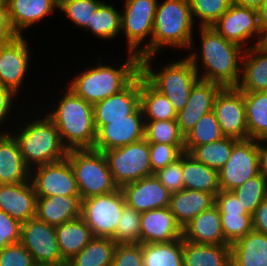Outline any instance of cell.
<instances>
[{
  "mask_svg": "<svg viewBox=\"0 0 267 266\" xmlns=\"http://www.w3.org/2000/svg\"><path fill=\"white\" fill-rule=\"evenodd\" d=\"M212 111L225 137L249 139L244 96L237 87H223L215 98Z\"/></svg>",
  "mask_w": 267,
  "mask_h": 266,
  "instance_id": "obj_16",
  "label": "cell"
},
{
  "mask_svg": "<svg viewBox=\"0 0 267 266\" xmlns=\"http://www.w3.org/2000/svg\"><path fill=\"white\" fill-rule=\"evenodd\" d=\"M141 213L125 205L113 240L116 244L141 243Z\"/></svg>",
  "mask_w": 267,
  "mask_h": 266,
  "instance_id": "obj_43",
  "label": "cell"
},
{
  "mask_svg": "<svg viewBox=\"0 0 267 266\" xmlns=\"http://www.w3.org/2000/svg\"><path fill=\"white\" fill-rule=\"evenodd\" d=\"M230 247L231 266H267V234L252 230Z\"/></svg>",
  "mask_w": 267,
  "mask_h": 266,
  "instance_id": "obj_29",
  "label": "cell"
},
{
  "mask_svg": "<svg viewBox=\"0 0 267 266\" xmlns=\"http://www.w3.org/2000/svg\"><path fill=\"white\" fill-rule=\"evenodd\" d=\"M253 230L267 234V199L261 202L252 215Z\"/></svg>",
  "mask_w": 267,
  "mask_h": 266,
  "instance_id": "obj_54",
  "label": "cell"
},
{
  "mask_svg": "<svg viewBox=\"0 0 267 266\" xmlns=\"http://www.w3.org/2000/svg\"><path fill=\"white\" fill-rule=\"evenodd\" d=\"M157 4L158 0H125L121 33L125 34L128 53L139 56L151 44ZM146 37L150 39L140 48Z\"/></svg>",
  "mask_w": 267,
  "mask_h": 266,
  "instance_id": "obj_10",
  "label": "cell"
},
{
  "mask_svg": "<svg viewBox=\"0 0 267 266\" xmlns=\"http://www.w3.org/2000/svg\"><path fill=\"white\" fill-rule=\"evenodd\" d=\"M155 55L140 58V73L158 91L165 95L178 113L187 103L191 89L199 80V74L187 58L168 63L160 71H154ZM152 65V66H151Z\"/></svg>",
  "mask_w": 267,
  "mask_h": 266,
  "instance_id": "obj_6",
  "label": "cell"
},
{
  "mask_svg": "<svg viewBox=\"0 0 267 266\" xmlns=\"http://www.w3.org/2000/svg\"><path fill=\"white\" fill-rule=\"evenodd\" d=\"M80 196L38 197L36 217L52 226L81 217Z\"/></svg>",
  "mask_w": 267,
  "mask_h": 266,
  "instance_id": "obj_26",
  "label": "cell"
},
{
  "mask_svg": "<svg viewBox=\"0 0 267 266\" xmlns=\"http://www.w3.org/2000/svg\"><path fill=\"white\" fill-rule=\"evenodd\" d=\"M34 263L32 255L20 242L0 252V266H32Z\"/></svg>",
  "mask_w": 267,
  "mask_h": 266,
  "instance_id": "obj_49",
  "label": "cell"
},
{
  "mask_svg": "<svg viewBox=\"0 0 267 266\" xmlns=\"http://www.w3.org/2000/svg\"><path fill=\"white\" fill-rule=\"evenodd\" d=\"M125 205L124 195L118 188L111 193L82 200L81 217L94 237L113 239Z\"/></svg>",
  "mask_w": 267,
  "mask_h": 266,
  "instance_id": "obj_9",
  "label": "cell"
},
{
  "mask_svg": "<svg viewBox=\"0 0 267 266\" xmlns=\"http://www.w3.org/2000/svg\"><path fill=\"white\" fill-rule=\"evenodd\" d=\"M120 189L124 195L125 204L140 213L169 207L172 194L155 175L126 184Z\"/></svg>",
  "mask_w": 267,
  "mask_h": 266,
  "instance_id": "obj_18",
  "label": "cell"
},
{
  "mask_svg": "<svg viewBox=\"0 0 267 266\" xmlns=\"http://www.w3.org/2000/svg\"><path fill=\"white\" fill-rule=\"evenodd\" d=\"M143 266H183V238L142 244Z\"/></svg>",
  "mask_w": 267,
  "mask_h": 266,
  "instance_id": "obj_36",
  "label": "cell"
},
{
  "mask_svg": "<svg viewBox=\"0 0 267 266\" xmlns=\"http://www.w3.org/2000/svg\"><path fill=\"white\" fill-rule=\"evenodd\" d=\"M241 78L236 86L242 92L267 91V48L255 45L245 48Z\"/></svg>",
  "mask_w": 267,
  "mask_h": 266,
  "instance_id": "obj_25",
  "label": "cell"
},
{
  "mask_svg": "<svg viewBox=\"0 0 267 266\" xmlns=\"http://www.w3.org/2000/svg\"><path fill=\"white\" fill-rule=\"evenodd\" d=\"M21 225L18 220L0 210V252L8 245L20 242Z\"/></svg>",
  "mask_w": 267,
  "mask_h": 266,
  "instance_id": "obj_50",
  "label": "cell"
},
{
  "mask_svg": "<svg viewBox=\"0 0 267 266\" xmlns=\"http://www.w3.org/2000/svg\"><path fill=\"white\" fill-rule=\"evenodd\" d=\"M87 31L103 40L114 39L121 31V12L112 4L103 2L93 13Z\"/></svg>",
  "mask_w": 267,
  "mask_h": 266,
  "instance_id": "obj_38",
  "label": "cell"
},
{
  "mask_svg": "<svg viewBox=\"0 0 267 266\" xmlns=\"http://www.w3.org/2000/svg\"><path fill=\"white\" fill-rule=\"evenodd\" d=\"M210 27L226 40L238 44L242 48L246 46L247 40L249 39V42L254 35L258 39L253 46L262 44L264 39V34L259 26L258 10L234 3Z\"/></svg>",
  "mask_w": 267,
  "mask_h": 266,
  "instance_id": "obj_14",
  "label": "cell"
},
{
  "mask_svg": "<svg viewBox=\"0 0 267 266\" xmlns=\"http://www.w3.org/2000/svg\"><path fill=\"white\" fill-rule=\"evenodd\" d=\"M55 229L62 258L66 262L94 238L91 229L82 217L58 225Z\"/></svg>",
  "mask_w": 267,
  "mask_h": 266,
  "instance_id": "obj_31",
  "label": "cell"
},
{
  "mask_svg": "<svg viewBox=\"0 0 267 266\" xmlns=\"http://www.w3.org/2000/svg\"><path fill=\"white\" fill-rule=\"evenodd\" d=\"M262 44L267 48V32L264 34V39Z\"/></svg>",
  "mask_w": 267,
  "mask_h": 266,
  "instance_id": "obj_59",
  "label": "cell"
},
{
  "mask_svg": "<svg viewBox=\"0 0 267 266\" xmlns=\"http://www.w3.org/2000/svg\"><path fill=\"white\" fill-rule=\"evenodd\" d=\"M18 36L11 24L8 6H0V42L12 40Z\"/></svg>",
  "mask_w": 267,
  "mask_h": 266,
  "instance_id": "obj_52",
  "label": "cell"
},
{
  "mask_svg": "<svg viewBox=\"0 0 267 266\" xmlns=\"http://www.w3.org/2000/svg\"><path fill=\"white\" fill-rule=\"evenodd\" d=\"M232 192L245 211L252 216L261 202L267 199V179L262 174H258L233 189Z\"/></svg>",
  "mask_w": 267,
  "mask_h": 266,
  "instance_id": "obj_40",
  "label": "cell"
},
{
  "mask_svg": "<svg viewBox=\"0 0 267 266\" xmlns=\"http://www.w3.org/2000/svg\"><path fill=\"white\" fill-rule=\"evenodd\" d=\"M154 175L172 194L185 189L182 174V154L174 163L158 169Z\"/></svg>",
  "mask_w": 267,
  "mask_h": 266,
  "instance_id": "obj_47",
  "label": "cell"
},
{
  "mask_svg": "<svg viewBox=\"0 0 267 266\" xmlns=\"http://www.w3.org/2000/svg\"><path fill=\"white\" fill-rule=\"evenodd\" d=\"M222 88L221 84L200 79L195 83L186 106L177 113V124L184 136L203 115L212 111L215 98Z\"/></svg>",
  "mask_w": 267,
  "mask_h": 266,
  "instance_id": "obj_19",
  "label": "cell"
},
{
  "mask_svg": "<svg viewBox=\"0 0 267 266\" xmlns=\"http://www.w3.org/2000/svg\"><path fill=\"white\" fill-rule=\"evenodd\" d=\"M265 0H232L234 4L258 10Z\"/></svg>",
  "mask_w": 267,
  "mask_h": 266,
  "instance_id": "obj_57",
  "label": "cell"
},
{
  "mask_svg": "<svg viewBox=\"0 0 267 266\" xmlns=\"http://www.w3.org/2000/svg\"><path fill=\"white\" fill-rule=\"evenodd\" d=\"M239 140L223 137L220 140L195 146L189 154L208 167L220 170L229 160L233 146Z\"/></svg>",
  "mask_w": 267,
  "mask_h": 266,
  "instance_id": "obj_37",
  "label": "cell"
},
{
  "mask_svg": "<svg viewBox=\"0 0 267 266\" xmlns=\"http://www.w3.org/2000/svg\"><path fill=\"white\" fill-rule=\"evenodd\" d=\"M189 0H164L157 4L151 44L139 55H156L163 46L190 48L193 24ZM192 45V46H191Z\"/></svg>",
  "mask_w": 267,
  "mask_h": 266,
  "instance_id": "obj_4",
  "label": "cell"
},
{
  "mask_svg": "<svg viewBox=\"0 0 267 266\" xmlns=\"http://www.w3.org/2000/svg\"><path fill=\"white\" fill-rule=\"evenodd\" d=\"M182 174L185 189L207 192L215 197L221 190L218 170L199 162L188 152L182 153Z\"/></svg>",
  "mask_w": 267,
  "mask_h": 266,
  "instance_id": "obj_30",
  "label": "cell"
},
{
  "mask_svg": "<svg viewBox=\"0 0 267 266\" xmlns=\"http://www.w3.org/2000/svg\"><path fill=\"white\" fill-rule=\"evenodd\" d=\"M215 205L218 207L220 214L250 215L232 191L220 190L215 197Z\"/></svg>",
  "mask_w": 267,
  "mask_h": 266,
  "instance_id": "obj_51",
  "label": "cell"
},
{
  "mask_svg": "<svg viewBox=\"0 0 267 266\" xmlns=\"http://www.w3.org/2000/svg\"><path fill=\"white\" fill-rule=\"evenodd\" d=\"M30 180L38 197L80 196L74 171L67 158L31 169Z\"/></svg>",
  "mask_w": 267,
  "mask_h": 266,
  "instance_id": "obj_15",
  "label": "cell"
},
{
  "mask_svg": "<svg viewBox=\"0 0 267 266\" xmlns=\"http://www.w3.org/2000/svg\"><path fill=\"white\" fill-rule=\"evenodd\" d=\"M32 266H58V265H53L49 263H34Z\"/></svg>",
  "mask_w": 267,
  "mask_h": 266,
  "instance_id": "obj_58",
  "label": "cell"
},
{
  "mask_svg": "<svg viewBox=\"0 0 267 266\" xmlns=\"http://www.w3.org/2000/svg\"><path fill=\"white\" fill-rule=\"evenodd\" d=\"M37 199L31 180L0 185V210L20 223L36 217Z\"/></svg>",
  "mask_w": 267,
  "mask_h": 266,
  "instance_id": "obj_20",
  "label": "cell"
},
{
  "mask_svg": "<svg viewBox=\"0 0 267 266\" xmlns=\"http://www.w3.org/2000/svg\"><path fill=\"white\" fill-rule=\"evenodd\" d=\"M258 174L259 141L239 140L233 146L227 163L218 171L220 189L232 191Z\"/></svg>",
  "mask_w": 267,
  "mask_h": 266,
  "instance_id": "obj_11",
  "label": "cell"
},
{
  "mask_svg": "<svg viewBox=\"0 0 267 266\" xmlns=\"http://www.w3.org/2000/svg\"><path fill=\"white\" fill-rule=\"evenodd\" d=\"M111 266H143L142 244H116Z\"/></svg>",
  "mask_w": 267,
  "mask_h": 266,
  "instance_id": "obj_48",
  "label": "cell"
},
{
  "mask_svg": "<svg viewBox=\"0 0 267 266\" xmlns=\"http://www.w3.org/2000/svg\"><path fill=\"white\" fill-rule=\"evenodd\" d=\"M201 34V53L191 52L187 58L191 61L197 73L198 65L204 67L200 80L216 82L223 87H236L241 78L242 58L244 48L226 40L212 27H199ZM201 58H198V57ZM201 59V64L199 60ZM240 63V64H239Z\"/></svg>",
  "mask_w": 267,
  "mask_h": 266,
  "instance_id": "obj_1",
  "label": "cell"
},
{
  "mask_svg": "<svg viewBox=\"0 0 267 266\" xmlns=\"http://www.w3.org/2000/svg\"><path fill=\"white\" fill-rule=\"evenodd\" d=\"M103 153L119 188L154 175L150 165L149 143L145 139Z\"/></svg>",
  "mask_w": 267,
  "mask_h": 266,
  "instance_id": "obj_8",
  "label": "cell"
},
{
  "mask_svg": "<svg viewBox=\"0 0 267 266\" xmlns=\"http://www.w3.org/2000/svg\"><path fill=\"white\" fill-rule=\"evenodd\" d=\"M20 243L29 251L36 263L58 266L67 264L59 249L55 226L49 225L37 217L22 223Z\"/></svg>",
  "mask_w": 267,
  "mask_h": 266,
  "instance_id": "obj_13",
  "label": "cell"
},
{
  "mask_svg": "<svg viewBox=\"0 0 267 266\" xmlns=\"http://www.w3.org/2000/svg\"><path fill=\"white\" fill-rule=\"evenodd\" d=\"M140 107L145 121L177 119L171 102L140 73Z\"/></svg>",
  "mask_w": 267,
  "mask_h": 266,
  "instance_id": "obj_33",
  "label": "cell"
},
{
  "mask_svg": "<svg viewBox=\"0 0 267 266\" xmlns=\"http://www.w3.org/2000/svg\"><path fill=\"white\" fill-rule=\"evenodd\" d=\"M225 137L213 111L203 115L195 126L184 136L185 152L195 146L211 143Z\"/></svg>",
  "mask_w": 267,
  "mask_h": 266,
  "instance_id": "obj_39",
  "label": "cell"
},
{
  "mask_svg": "<svg viewBox=\"0 0 267 266\" xmlns=\"http://www.w3.org/2000/svg\"><path fill=\"white\" fill-rule=\"evenodd\" d=\"M103 3L100 0H58V10L63 12L72 23L86 29L91 24L93 13Z\"/></svg>",
  "mask_w": 267,
  "mask_h": 266,
  "instance_id": "obj_42",
  "label": "cell"
},
{
  "mask_svg": "<svg viewBox=\"0 0 267 266\" xmlns=\"http://www.w3.org/2000/svg\"><path fill=\"white\" fill-rule=\"evenodd\" d=\"M98 59V66L83 70L67 86L92 105L120 92L140 73V58L134 53L119 68L102 65Z\"/></svg>",
  "mask_w": 267,
  "mask_h": 266,
  "instance_id": "obj_3",
  "label": "cell"
},
{
  "mask_svg": "<svg viewBox=\"0 0 267 266\" xmlns=\"http://www.w3.org/2000/svg\"><path fill=\"white\" fill-rule=\"evenodd\" d=\"M183 240L196 244L230 245L224 238L216 205L204 210L182 228Z\"/></svg>",
  "mask_w": 267,
  "mask_h": 266,
  "instance_id": "obj_23",
  "label": "cell"
},
{
  "mask_svg": "<svg viewBox=\"0 0 267 266\" xmlns=\"http://www.w3.org/2000/svg\"><path fill=\"white\" fill-rule=\"evenodd\" d=\"M264 142L266 143L267 140L259 141V168L260 174L267 179V144L264 145Z\"/></svg>",
  "mask_w": 267,
  "mask_h": 266,
  "instance_id": "obj_55",
  "label": "cell"
},
{
  "mask_svg": "<svg viewBox=\"0 0 267 266\" xmlns=\"http://www.w3.org/2000/svg\"><path fill=\"white\" fill-rule=\"evenodd\" d=\"M259 26L263 34L267 32V0L258 9Z\"/></svg>",
  "mask_w": 267,
  "mask_h": 266,
  "instance_id": "obj_56",
  "label": "cell"
},
{
  "mask_svg": "<svg viewBox=\"0 0 267 266\" xmlns=\"http://www.w3.org/2000/svg\"><path fill=\"white\" fill-rule=\"evenodd\" d=\"M7 4L11 24L19 36L58 8V0H7Z\"/></svg>",
  "mask_w": 267,
  "mask_h": 266,
  "instance_id": "obj_27",
  "label": "cell"
},
{
  "mask_svg": "<svg viewBox=\"0 0 267 266\" xmlns=\"http://www.w3.org/2000/svg\"><path fill=\"white\" fill-rule=\"evenodd\" d=\"M115 247L111 238L94 237L66 266H111Z\"/></svg>",
  "mask_w": 267,
  "mask_h": 266,
  "instance_id": "obj_35",
  "label": "cell"
},
{
  "mask_svg": "<svg viewBox=\"0 0 267 266\" xmlns=\"http://www.w3.org/2000/svg\"><path fill=\"white\" fill-rule=\"evenodd\" d=\"M15 96L16 94L11 89L0 84V125L5 122V118L10 113Z\"/></svg>",
  "mask_w": 267,
  "mask_h": 266,
  "instance_id": "obj_53",
  "label": "cell"
},
{
  "mask_svg": "<svg viewBox=\"0 0 267 266\" xmlns=\"http://www.w3.org/2000/svg\"><path fill=\"white\" fill-rule=\"evenodd\" d=\"M191 15L198 17L200 27L212 26L232 5V0H189Z\"/></svg>",
  "mask_w": 267,
  "mask_h": 266,
  "instance_id": "obj_44",
  "label": "cell"
},
{
  "mask_svg": "<svg viewBox=\"0 0 267 266\" xmlns=\"http://www.w3.org/2000/svg\"><path fill=\"white\" fill-rule=\"evenodd\" d=\"M225 240L231 245L253 230L251 215L220 214Z\"/></svg>",
  "mask_w": 267,
  "mask_h": 266,
  "instance_id": "obj_45",
  "label": "cell"
},
{
  "mask_svg": "<svg viewBox=\"0 0 267 266\" xmlns=\"http://www.w3.org/2000/svg\"><path fill=\"white\" fill-rule=\"evenodd\" d=\"M65 91L56 109L47 116L57 127L68 151L93 149L97 136L93 105L71 89Z\"/></svg>",
  "mask_w": 267,
  "mask_h": 266,
  "instance_id": "obj_2",
  "label": "cell"
},
{
  "mask_svg": "<svg viewBox=\"0 0 267 266\" xmlns=\"http://www.w3.org/2000/svg\"><path fill=\"white\" fill-rule=\"evenodd\" d=\"M141 244L167 243L182 238V227L169 207L141 213Z\"/></svg>",
  "mask_w": 267,
  "mask_h": 266,
  "instance_id": "obj_21",
  "label": "cell"
},
{
  "mask_svg": "<svg viewBox=\"0 0 267 266\" xmlns=\"http://www.w3.org/2000/svg\"><path fill=\"white\" fill-rule=\"evenodd\" d=\"M140 107V73L120 92L93 105L94 120L127 119Z\"/></svg>",
  "mask_w": 267,
  "mask_h": 266,
  "instance_id": "obj_22",
  "label": "cell"
},
{
  "mask_svg": "<svg viewBox=\"0 0 267 266\" xmlns=\"http://www.w3.org/2000/svg\"><path fill=\"white\" fill-rule=\"evenodd\" d=\"M0 6H8L7 0H0Z\"/></svg>",
  "mask_w": 267,
  "mask_h": 266,
  "instance_id": "obj_60",
  "label": "cell"
},
{
  "mask_svg": "<svg viewBox=\"0 0 267 266\" xmlns=\"http://www.w3.org/2000/svg\"><path fill=\"white\" fill-rule=\"evenodd\" d=\"M249 139L267 140V91L243 92Z\"/></svg>",
  "mask_w": 267,
  "mask_h": 266,
  "instance_id": "obj_34",
  "label": "cell"
},
{
  "mask_svg": "<svg viewBox=\"0 0 267 266\" xmlns=\"http://www.w3.org/2000/svg\"><path fill=\"white\" fill-rule=\"evenodd\" d=\"M29 168L21 154L17 139L9 132H0V181L15 184L30 180Z\"/></svg>",
  "mask_w": 267,
  "mask_h": 266,
  "instance_id": "obj_24",
  "label": "cell"
},
{
  "mask_svg": "<svg viewBox=\"0 0 267 266\" xmlns=\"http://www.w3.org/2000/svg\"><path fill=\"white\" fill-rule=\"evenodd\" d=\"M215 205V196L198 190L183 189L171 194L169 208L183 228L204 210Z\"/></svg>",
  "mask_w": 267,
  "mask_h": 266,
  "instance_id": "obj_28",
  "label": "cell"
},
{
  "mask_svg": "<svg viewBox=\"0 0 267 266\" xmlns=\"http://www.w3.org/2000/svg\"><path fill=\"white\" fill-rule=\"evenodd\" d=\"M66 158L74 171L81 200L119 188L103 152L94 149L69 150Z\"/></svg>",
  "mask_w": 267,
  "mask_h": 266,
  "instance_id": "obj_7",
  "label": "cell"
},
{
  "mask_svg": "<svg viewBox=\"0 0 267 266\" xmlns=\"http://www.w3.org/2000/svg\"><path fill=\"white\" fill-rule=\"evenodd\" d=\"M183 266H231V247L183 240Z\"/></svg>",
  "mask_w": 267,
  "mask_h": 266,
  "instance_id": "obj_32",
  "label": "cell"
},
{
  "mask_svg": "<svg viewBox=\"0 0 267 266\" xmlns=\"http://www.w3.org/2000/svg\"><path fill=\"white\" fill-rule=\"evenodd\" d=\"M145 140L148 143L185 145L184 135L181 133L176 119L145 121Z\"/></svg>",
  "mask_w": 267,
  "mask_h": 266,
  "instance_id": "obj_41",
  "label": "cell"
},
{
  "mask_svg": "<svg viewBox=\"0 0 267 266\" xmlns=\"http://www.w3.org/2000/svg\"><path fill=\"white\" fill-rule=\"evenodd\" d=\"M185 152V145H167L164 143H149L150 165L152 172L164 168L179 159Z\"/></svg>",
  "mask_w": 267,
  "mask_h": 266,
  "instance_id": "obj_46",
  "label": "cell"
},
{
  "mask_svg": "<svg viewBox=\"0 0 267 266\" xmlns=\"http://www.w3.org/2000/svg\"><path fill=\"white\" fill-rule=\"evenodd\" d=\"M17 139L22 157L31 169L54 163L67 157L68 149L63 144L60 133L53 121L46 115L35 118L20 128Z\"/></svg>",
  "mask_w": 267,
  "mask_h": 266,
  "instance_id": "obj_5",
  "label": "cell"
},
{
  "mask_svg": "<svg viewBox=\"0 0 267 266\" xmlns=\"http://www.w3.org/2000/svg\"><path fill=\"white\" fill-rule=\"evenodd\" d=\"M94 122L97 130L94 150L104 152L145 139V118L141 107L127 119Z\"/></svg>",
  "mask_w": 267,
  "mask_h": 266,
  "instance_id": "obj_12",
  "label": "cell"
},
{
  "mask_svg": "<svg viewBox=\"0 0 267 266\" xmlns=\"http://www.w3.org/2000/svg\"><path fill=\"white\" fill-rule=\"evenodd\" d=\"M24 36L0 42V84L18 94L29 67V47Z\"/></svg>",
  "mask_w": 267,
  "mask_h": 266,
  "instance_id": "obj_17",
  "label": "cell"
}]
</instances>
